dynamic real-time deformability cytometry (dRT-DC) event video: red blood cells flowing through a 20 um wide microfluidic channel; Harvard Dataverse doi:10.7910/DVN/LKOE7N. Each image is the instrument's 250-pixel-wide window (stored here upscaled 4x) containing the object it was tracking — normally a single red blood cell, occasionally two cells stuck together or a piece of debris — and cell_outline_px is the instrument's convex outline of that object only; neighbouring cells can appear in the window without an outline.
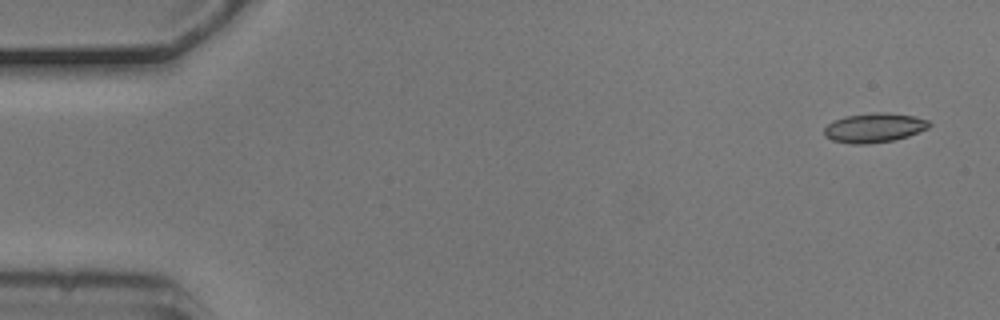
{"species": "common noctule bat (a hibernating species)", "species_latin": "Nyctalus noctula", "temperature_condition": "cold", "stored_images_in_passage": 5, "segment_of_instrument_passage": [1, 2], "camera_frame_rate_fps": 3000, "um_per_image_px": 0.085, "animal": {"sex": "male", "body_mass_g": 20.5, "forearm_length_mm": 52.5}, "frame": {"image": 1, "passage_image": 1, "time_ms": 0.0, "image_size_px": [1000, 320], "cell_outline_px": [[932, 124], [928, 128], [908, 136], [892, 140], [868, 144], [852, 144], [832, 140], [824, 136], [824, 128], [832, 120], [844, 116], [876, 112], [884, 112], [912, 116], [928, 120]], "centroid_in_image_um": [74.27, 10.86], "position_along_channel_um": 10.7, "area_um2": 17.98}}
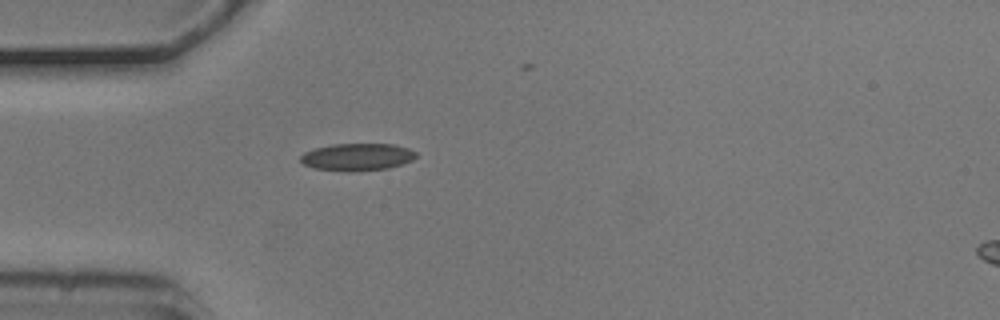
{"frame": {"image": 2, "passage_image": 4, "time_ms": 1.0, "image_size_px": [1000, 320], "cell_outline_px": [[416, 156], [412, 160], [388, 168], [352, 172], [348, 172], [312, 168], [304, 164], [300, 160], [300, 156], [304, 152], [316, 148], [332, 144], [396, 144], [408, 148], [416, 152]], "centroid_in_image_um": [30.34, 13.34], "position_along_channel_um": 54.7, "area_um2": 18.44}}